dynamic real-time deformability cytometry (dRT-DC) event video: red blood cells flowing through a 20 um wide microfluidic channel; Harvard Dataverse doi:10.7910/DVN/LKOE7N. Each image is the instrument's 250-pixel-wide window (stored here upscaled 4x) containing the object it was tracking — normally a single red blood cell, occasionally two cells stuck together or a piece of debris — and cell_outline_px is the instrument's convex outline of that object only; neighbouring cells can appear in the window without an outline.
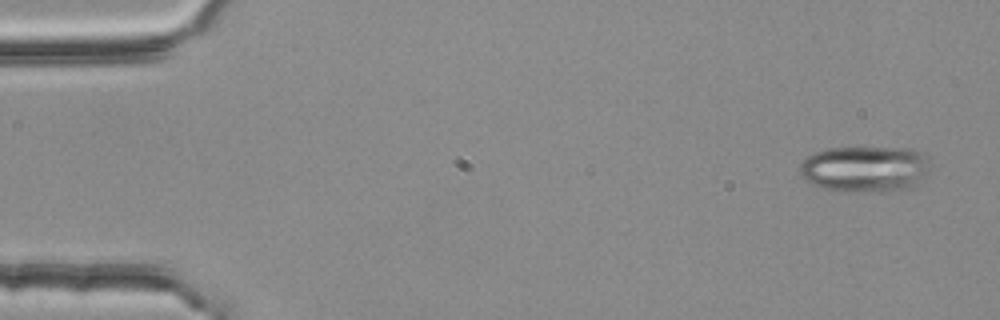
{"species": "common noctule bat (a hibernating species)", "species_latin": "Nyctalus noctula", "temperature_condition": "room temperature", "stored_images_in_passage": 5, "camera_frame_rate_fps": 3000, "um_per_image_px": 0.085, "animal": {"sex": "female", "body_mass_g": 25.1}, "frame": {"image": 1, "passage_image": 1, "time_ms": 0.0, "image_size_px": [1000, 320], "cell_outline_px": [[928, 160], [916, 184], [912, 188], [884, 192], [876, 192], [824, 188], [812, 184], [804, 180], [800, 176], [800, 164], [812, 152], [828, 148], [912, 148], [924, 152], [928, 156]], "centroid_in_image_um": [73.47, 14.34], "position_along_channel_um": 11.5, "area_um2": 34.68}}